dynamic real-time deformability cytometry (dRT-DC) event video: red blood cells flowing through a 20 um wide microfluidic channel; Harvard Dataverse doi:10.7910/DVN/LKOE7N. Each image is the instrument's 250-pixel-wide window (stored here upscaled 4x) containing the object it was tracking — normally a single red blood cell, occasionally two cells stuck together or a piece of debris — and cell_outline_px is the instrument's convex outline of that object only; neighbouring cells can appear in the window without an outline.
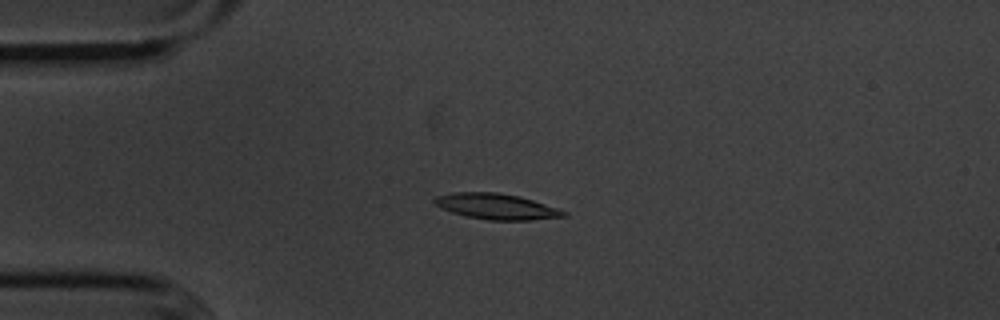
{"species": "common noctule bat (a hibernating species)", "species_latin": "Nyctalus noctula", "temperature_condition": "cold", "stored_images_in_passage": 46, "camera_frame_rate_fps": 3000, "um_per_image_px": 0.085, "animal": {"sex": "male", "body_mass_g": 20.1, "forearm_length_mm": 53.5}, "frame": {"image": 1, "passage_image": 4, "time_ms": 1.0, "image_size_px": [1000, 320], "cell_outline_px": [[568, 216], [532, 220], [488, 220], [464, 216], [440, 208], [432, 200], [436, 196], [452, 192], [496, 192], [520, 196], [568, 212]], "centroid_in_image_um": [42.17, 17.55], "position_along_channel_um": 42.8, "area_um2": 19.42}}
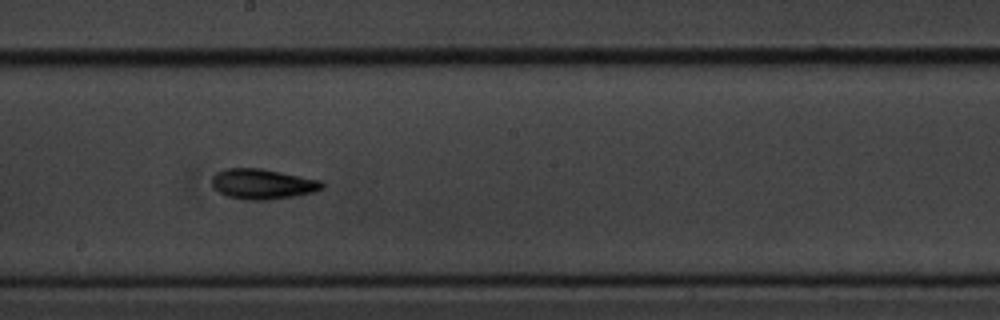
{"frame": {"image": 2, "passage_image": 21, "time_ms": 6.667, "image_size_px": [1000, 320], "cell_outline_px": [[324, 188], [312, 192], [292, 196], [268, 200], [244, 200], [228, 196], [212, 188], [212, 176], [216, 172], [224, 168], [260, 168], [324, 180]], "centroid_in_image_um": [22.32, 15.63], "position_along_channel_um": 225.9, "area_um2": 19.59}}
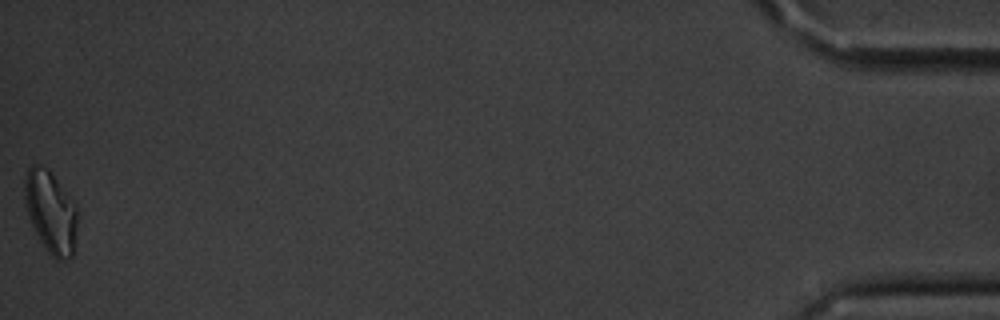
{"frame": {"image": 3, "passage_image": 46, "time_ms": 15.0, "image_size_px": [1000, 320], "cell_outline_px": [[76, 228], [72, 256], [64, 260], [56, 260], [48, 252], [40, 240], [32, 224], [24, 200], [24, 180], [28, 168], [32, 164], [36, 164], [48, 168], [52, 172], [76, 204]], "centroid_in_image_um": [4.3, 17.97], "position_along_channel_um": 430.9, "area_um2": 25.14}, "authors_computed_cell_mechanics": {"area_um2": 18.785, "velocity_mm_per_s": 3.6008, "shape_relaxation_time_tau1_ms": 2.7295, "shape_relaxation_time_tau2_ms": 2.9486, "deformation_change_tau1": 0.1245, "deformation_change_tau2": 0.0985}}